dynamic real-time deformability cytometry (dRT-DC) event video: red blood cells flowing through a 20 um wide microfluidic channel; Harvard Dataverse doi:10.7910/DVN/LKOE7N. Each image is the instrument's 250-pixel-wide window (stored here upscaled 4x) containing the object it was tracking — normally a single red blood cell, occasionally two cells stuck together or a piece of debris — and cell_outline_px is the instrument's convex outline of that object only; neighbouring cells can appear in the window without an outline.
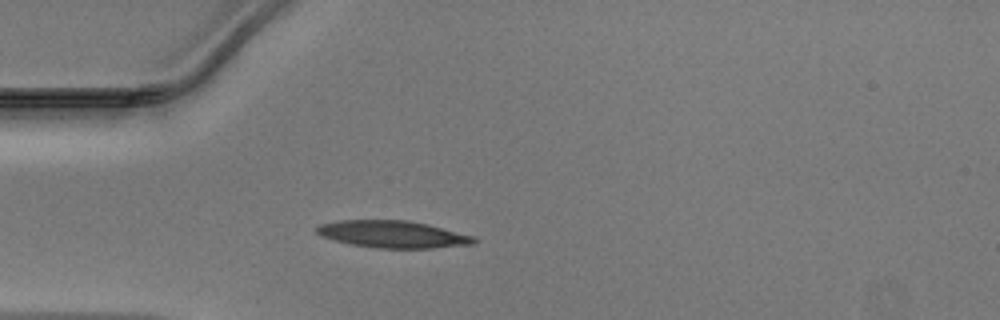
{"species": "Egyptian fruit bat (a non-hibernating species)", "species_latin": "Rousettus aegyptiacus", "temperature_condition": "warm", "stored_images_in_passage": 36, "camera_frame_rate_fps": 3000, "um_per_image_px": 0.085, "animal": {"sex": "male"}, "frame": {"image": 1, "passage_image": 1, "time_ms": 0.0, "image_size_px": [1000, 320], "cell_outline_px": [[480, 240], [476, 244], [432, 248], [376, 248], [352, 244], [332, 240], [320, 236], [316, 232], [316, 228], [320, 224], [340, 220], [408, 220], [428, 224], [476, 236]], "centroid_in_image_um": [33.44, 19.91], "position_along_channel_um": 51.6, "area_um2": 25.14}}
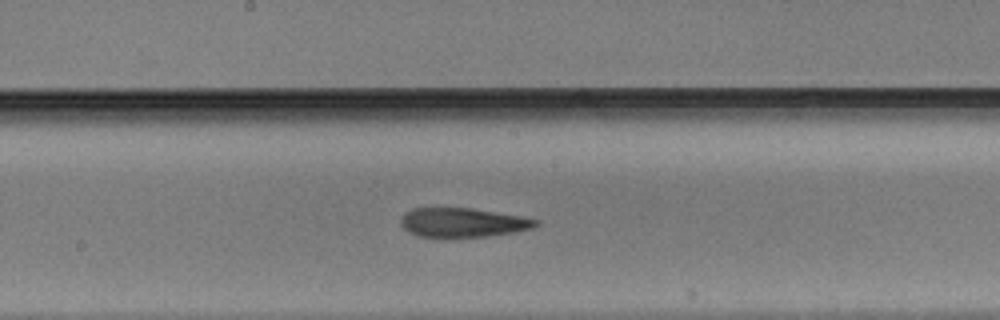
{"frame": {"image": 2, "passage_image": 13, "time_ms": 4.0, "image_size_px": [1000, 320], "cell_outline_px": [[540, 224], [536, 228], [516, 232], [484, 236], [448, 240], [444, 240], [416, 236], [408, 232], [400, 224], [400, 220], [404, 212], [412, 208], [472, 208], [524, 216], [540, 220]], "centroid_in_image_um": [39.34, 18.95], "position_along_channel_um": 208.9, "area_um2": 24.16}}
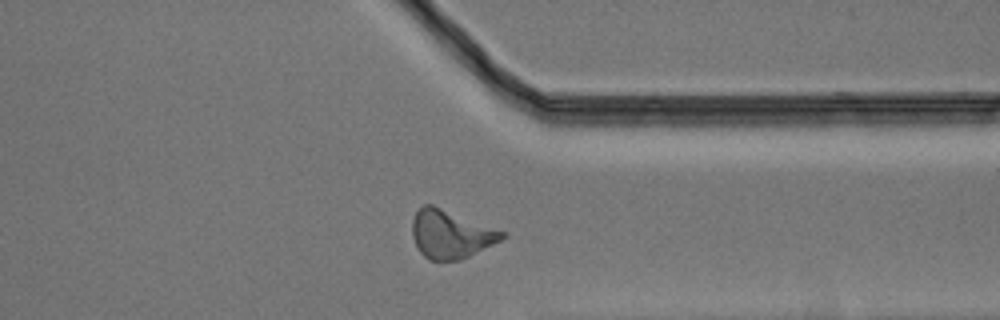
{"frame": {"image": 3, "passage_image": 25, "time_ms": 8.0, "image_size_px": [1000, 320], "cell_outline_px": [[508, 236], [460, 260], [428, 260], [420, 252], [412, 236], [412, 220], [416, 212], [424, 204], [432, 204], [508, 232]], "centroid_in_image_um": [38.32, 19.89], "position_along_channel_um": 373.1, "area_um2": 25.26}}